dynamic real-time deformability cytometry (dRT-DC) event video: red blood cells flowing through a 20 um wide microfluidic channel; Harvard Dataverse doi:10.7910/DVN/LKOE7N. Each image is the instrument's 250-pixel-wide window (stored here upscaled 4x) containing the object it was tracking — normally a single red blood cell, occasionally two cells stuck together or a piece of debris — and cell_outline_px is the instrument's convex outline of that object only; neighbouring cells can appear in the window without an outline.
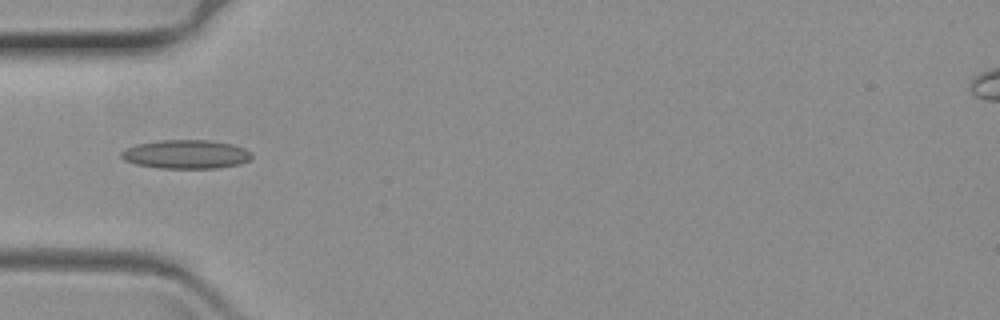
{"species": "common noctule bat (a hibernating species)", "species_latin": "Nyctalus noctula", "temperature_condition": "warm", "stored_images_in_passage": 43, "camera_frame_rate_fps": 3000, "um_per_image_px": 0.085, "animal": {"sex": "female", "body_mass_g": 19.3, "forearm_length_mm": 54.1}, "frame": {"image": 1, "passage_image": 1, "time_ms": 0.0, "image_size_px": [1000, 320], "cell_outline_px": [[252, 156], [248, 160], [240, 164], [216, 168], [160, 168], [136, 164], [124, 160], [120, 156], [120, 152], [124, 148], [136, 144], [160, 140], [208, 140], [232, 144], [244, 148], [252, 152]], "centroid_in_image_um": [15.79, 13.11], "position_along_channel_um": 69.2, "area_um2": 21.96}}
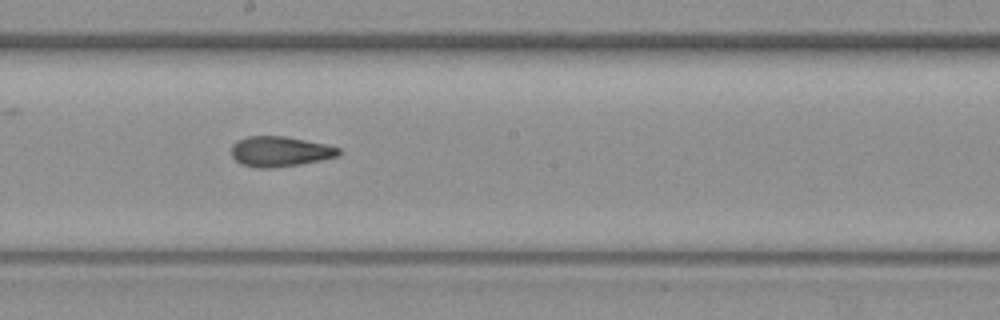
{"frame": {"image": 2, "passage_image": 15, "time_ms": 4.667, "image_size_px": [1000, 320], "cell_outline_px": [[340, 156], [300, 164], [272, 168], [256, 168], [240, 164], [232, 156], [232, 144], [248, 136], [284, 136], [324, 144], [340, 148]], "centroid_in_image_um": [23.79, 12.89], "position_along_channel_um": 224.4, "area_um2": 18.79}}
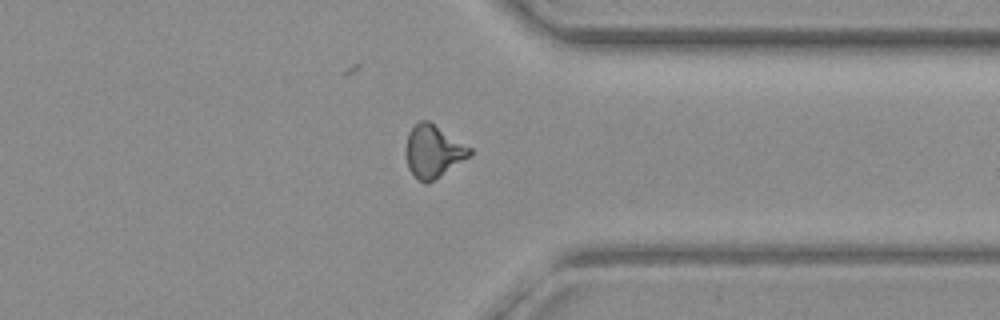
{"frame": {"image": 3, "passage_image": 29, "time_ms": 9.333, "image_size_px": [1000, 320], "cell_outline_px": [[472, 156], [428, 184], [424, 184], [416, 180], [408, 168], [408, 132], [420, 120], [428, 120], [472, 148]], "centroid_in_image_um": [36.87, 12.9], "position_along_channel_um": 374.5, "area_um2": 19.48}}